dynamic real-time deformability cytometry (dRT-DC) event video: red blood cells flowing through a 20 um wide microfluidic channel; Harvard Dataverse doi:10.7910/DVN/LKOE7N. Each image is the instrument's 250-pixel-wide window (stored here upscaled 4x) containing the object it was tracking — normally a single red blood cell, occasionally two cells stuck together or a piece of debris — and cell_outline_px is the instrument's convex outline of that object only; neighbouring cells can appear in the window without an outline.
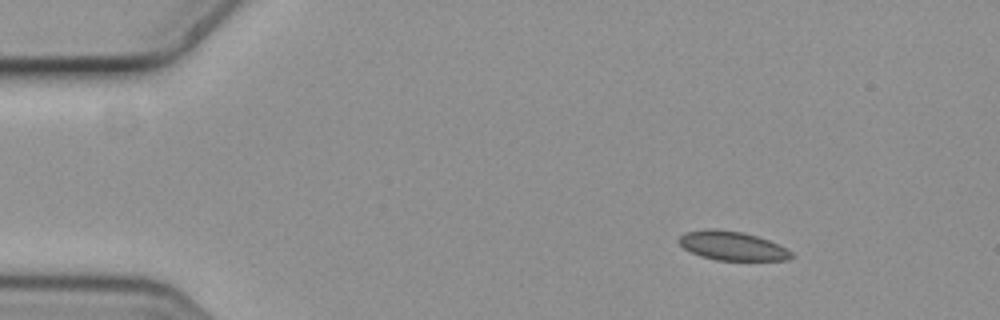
{"species": "common noctule bat (a hibernating species)", "species_latin": "Nyctalus noctula", "temperature_condition": "cold", "stored_images_in_passage": 9, "camera_frame_rate_fps": 3000, "um_per_image_px": 0.085, "animal": {"sex": "female", "body_mass_g": 19.3, "forearm_length_mm": 54.1}, "frame": {"image": 1, "passage_image": 1, "time_ms": 0.0, "image_size_px": [1000, 320], "cell_outline_px": [[792, 256], [788, 260], [716, 260], [700, 256], [684, 248], [676, 240], [684, 232], [704, 228], [716, 228], [744, 232], [768, 240], [792, 252]], "centroid_in_image_um": [62.17, 20.88], "position_along_channel_um": 22.8, "area_um2": 19.02}}
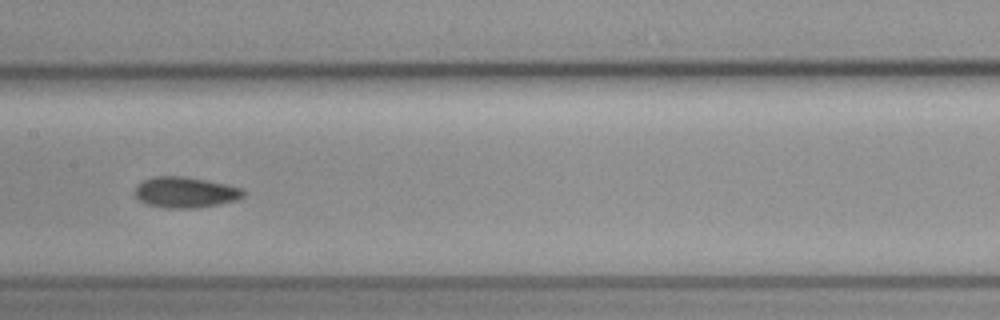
{"frame": {"image": 2, "passage_image": 7, "time_ms": 2.0, "image_size_px": [1000, 320], "cell_outline_px": [[244, 196], [236, 200], [220, 204], [196, 208], [164, 208], [148, 204], [140, 200], [132, 192], [136, 184], [152, 176], [184, 176], [228, 184], [244, 188]], "centroid_in_image_um": [15.74, 16.34], "position_along_channel_um": 191.7, "area_um2": 19.77}}
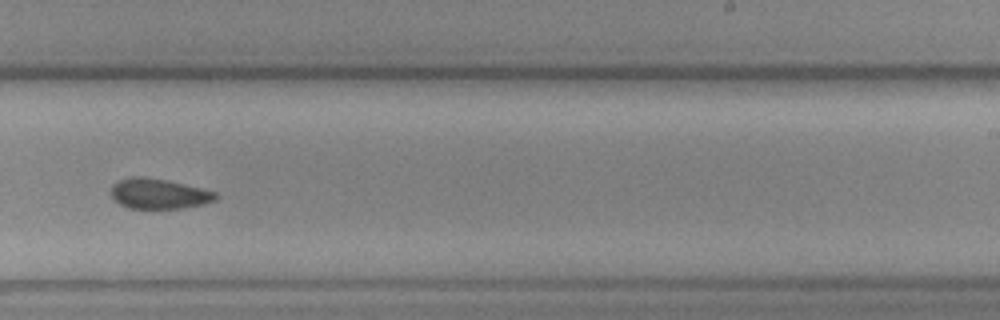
{"frame": {"image": 3, "passage_image": 9, "time_ms": 2.667, "image_size_px": [1000, 320], "cell_outline_px": [[220, 196], [216, 200], [204, 204], [184, 208], [128, 208], [120, 204], [112, 196], [112, 184], [120, 180], [132, 176], [144, 176], [164, 180], [200, 188], [216, 192]], "centroid_in_image_um": [13.52, 16.47], "position_along_channel_um": 275.5, "area_um2": 18.26}}